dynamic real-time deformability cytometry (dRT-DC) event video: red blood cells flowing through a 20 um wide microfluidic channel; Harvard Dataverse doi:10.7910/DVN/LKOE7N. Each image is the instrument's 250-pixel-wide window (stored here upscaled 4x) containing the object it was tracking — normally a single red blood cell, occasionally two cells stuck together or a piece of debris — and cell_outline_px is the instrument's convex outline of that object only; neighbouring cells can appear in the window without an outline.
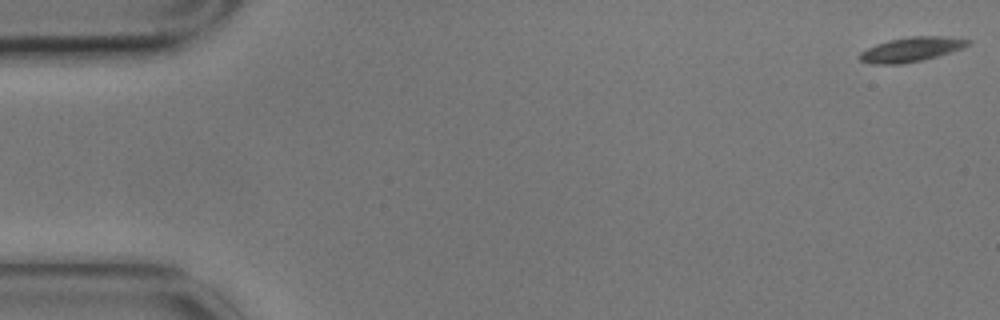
{"species": "common noctule bat (a hibernating species)", "species_latin": "Nyctalus noctula", "temperature_condition": "cold", "stored_images_in_passage": 6, "camera_frame_rate_fps": 3000, "um_per_image_px": 0.085, "animal": {"sex": "male", "body_mass_g": 17.9}, "frame": {"image": 1, "passage_image": 1, "time_ms": 0.0, "image_size_px": [1000, 320], "cell_outline_px": [[972, 44], [964, 48], [936, 56], [920, 60], [900, 64], [872, 64], [860, 60], [856, 56], [860, 52], [876, 44], [888, 40], [908, 36], [944, 36], [972, 40]], "centroid_in_image_um": [77.46, 4.19], "position_along_channel_um": 7.5, "area_um2": 15.55}}
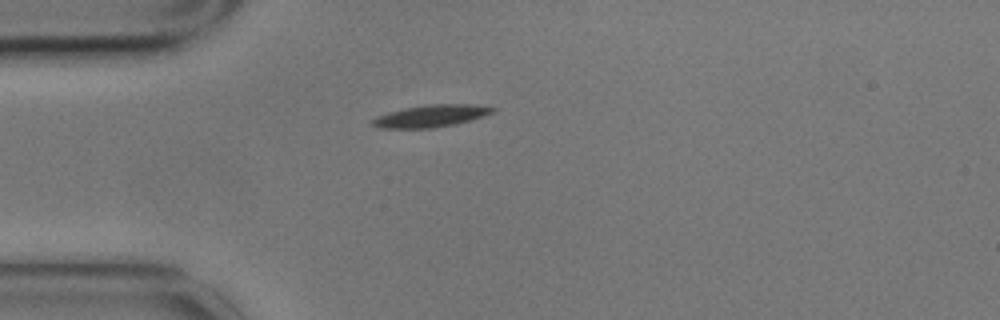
{"frame": {"image": 2, "passage_image": 5, "time_ms": 1.333, "image_size_px": [1000, 320], "cell_outline_px": [[496, 112], [484, 116], [452, 124], [432, 128], [380, 128], [372, 124], [372, 120], [376, 116], [388, 112], [404, 108], [432, 104], [472, 104], [496, 108]], "centroid_in_image_um": [36.63, 9.85], "position_along_channel_um": 48.4, "area_um2": 15.32}}